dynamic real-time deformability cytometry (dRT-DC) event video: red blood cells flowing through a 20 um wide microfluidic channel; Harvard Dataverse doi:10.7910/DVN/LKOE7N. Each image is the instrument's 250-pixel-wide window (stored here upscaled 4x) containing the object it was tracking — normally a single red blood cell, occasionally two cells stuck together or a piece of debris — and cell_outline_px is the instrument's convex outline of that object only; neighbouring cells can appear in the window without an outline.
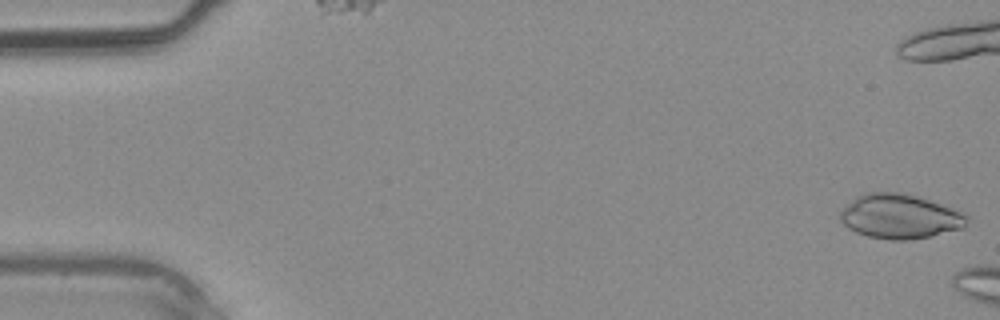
{"species": "common noctule bat (a hibernating species)", "species_latin": "Nyctalus noctula", "temperature_condition": "warm", "stored_images_in_passage": 3, "camera_frame_rate_fps": 3000, "um_per_image_px": 0.085, "animal": {"sex": "male", "body_mass_g": 20.4}, "frame": {"image": 1, "passage_image": 1, "time_ms": 0.0, "image_size_px": [1000, 320], "cell_outline_px": [[968, 220], [964, 228], [932, 236], [908, 240], [888, 240], [868, 236], [856, 232], [848, 228], [840, 220], [840, 212], [852, 200], [864, 192], [900, 192], [916, 196], [964, 212], [968, 216]], "centroid_in_image_um": [76.5, 18.41], "position_along_channel_um": 8.5, "area_um2": 32.83}}